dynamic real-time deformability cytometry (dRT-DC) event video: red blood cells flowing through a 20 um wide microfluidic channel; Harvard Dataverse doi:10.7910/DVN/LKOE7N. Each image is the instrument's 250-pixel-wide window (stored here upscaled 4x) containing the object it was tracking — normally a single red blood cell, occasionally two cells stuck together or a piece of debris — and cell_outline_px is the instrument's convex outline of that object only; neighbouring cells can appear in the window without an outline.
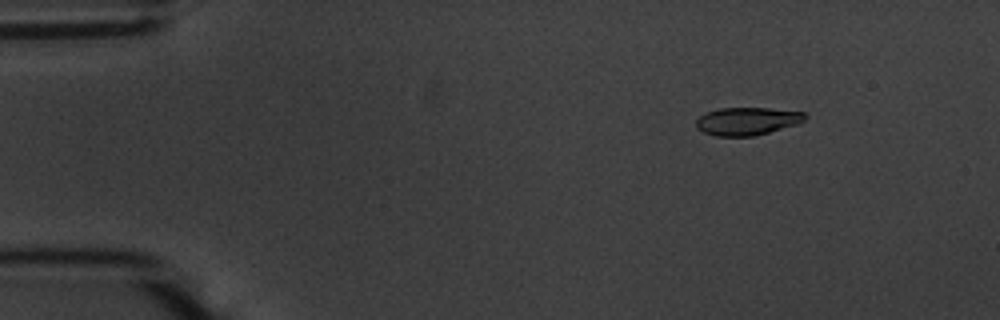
{"species": "common noctule bat (a hibernating species)", "species_latin": "Nyctalus noctula", "temperature_condition": "warm", "stored_images_in_passage": 51, "camera_frame_rate_fps": 3000, "um_per_image_px": 0.085, "animal": {"sex": "male", "body_mass_g": 20.1, "forearm_length_mm": 53.5}, "frame": {"image": 1, "passage_image": 3, "time_ms": 0.667, "image_size_px": [1000, 320], "cell_outline_px": [[808, 116], [804, 120], [796, 124], [756, 136], [716, 136], [704, 132], [696, 128], [696, 120], [704, 112], [720, 108], [768, 108], [804, 112]], "centroid_in_image_um": [63.49, 10.29], "position_along_channel_um": 21.5, "area_um2": 17.69}}
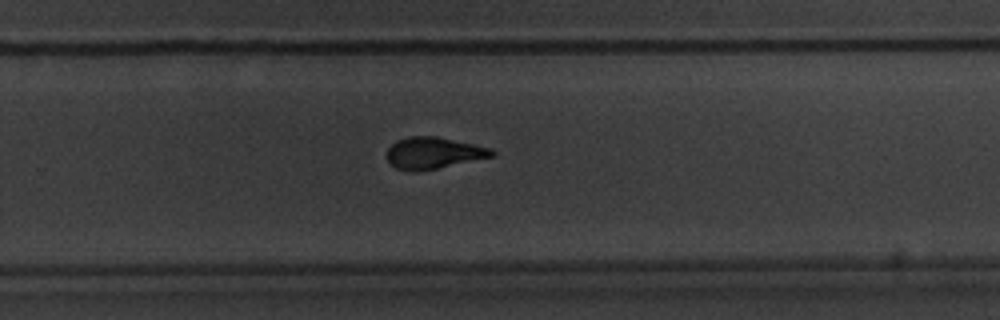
{"frame": {"image": 2, "passage_image": 32, "time_ms": 10.333, "image_size_px": [1000, 320], "cell_outline_px": [[496, 152], [492, 156], [436, 168], [416, 172], [412, 172], [396, 168], [388, 160], [388, 148], [396, 140], [412, 136], [436, 136], [492, 148]], "centroid_in_image_um": [36.83, 13.0], "position_along_channel_um": 293.0, "area_um2": 19.02}}
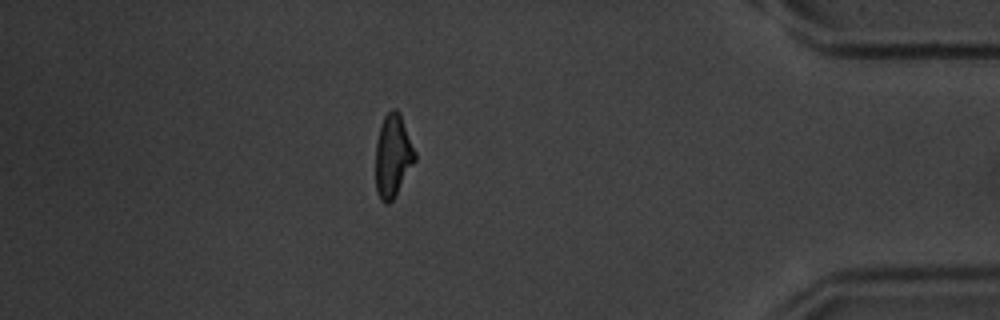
{"frame": {"image": 3, "passage_image": 44, "time_ms": 14.333, "image_size_px": [1000, 320], "cell_outline_px": [[416, 160], [392, 200], [388, 204], [384, 204], [380, 200], [376, 192], [376, 144], [380, 128], [384, 116], [392, 108], [396, 108], [400, 112], [416, 152]], "centroid_in_image_um": [33.4, 13.24], "position_along_channel_um": 401.8, "area_um2": 18.96}, "authors_computed_cell_mechanics": {"area_um2": 19.2474, "velocity_mm_per_s": 3.6801, "shape_relaxation_time_tau1_ms": 3.4048, "shape_relaxation_time_tau2_ms": 1.5255, "deformation_change_tau1": 0.1614, "deformation_change_tau2": 0.0756}}